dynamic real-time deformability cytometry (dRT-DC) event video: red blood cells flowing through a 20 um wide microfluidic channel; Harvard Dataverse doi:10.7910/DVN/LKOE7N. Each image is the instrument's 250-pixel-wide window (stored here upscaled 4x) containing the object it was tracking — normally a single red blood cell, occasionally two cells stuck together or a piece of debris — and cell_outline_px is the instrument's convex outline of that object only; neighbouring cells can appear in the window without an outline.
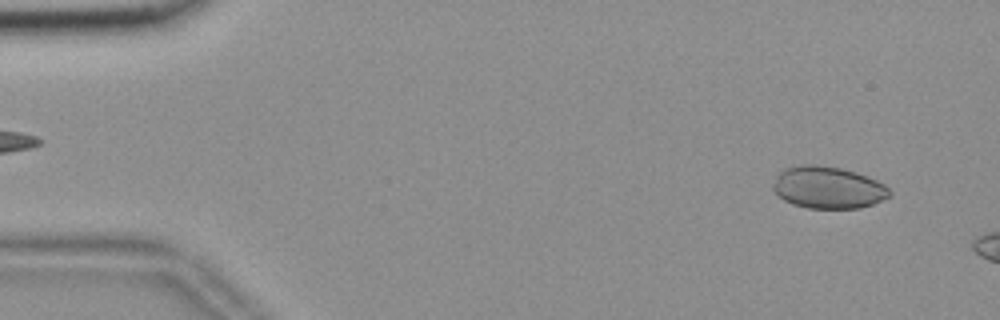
{"species": "common noctule bat (a hibernating species)", "species_latin": "Nyctalus noctula", "temperature_condition": "room temperature", "stored_images_in_passage": 11, "camera_frame_rate_fps": 3000, "um_per_image_px": 0.085, "animal": {"sex": "female", "body_mass_g": 18.4}, "frame": {"image": 1, "passage_image": 5, "time_ms": 1.333, "image_size_px": [1000, 320], "cell_outline_px": [[892, 196], [872, 204], [860, 208], [808, 208], [792, 204], [784, 200], [772, 188], [772, 184], [776, 176], [780, 172], [788, 168], [804, 164], [812, 164], [840, 168], [856, 172], [876, 180], [884, 184], [892, 192]], "centroid_in_image_um": [70.4, 15.95], "position_along_channel_um": 14.6, "area_um2": 28.44}}